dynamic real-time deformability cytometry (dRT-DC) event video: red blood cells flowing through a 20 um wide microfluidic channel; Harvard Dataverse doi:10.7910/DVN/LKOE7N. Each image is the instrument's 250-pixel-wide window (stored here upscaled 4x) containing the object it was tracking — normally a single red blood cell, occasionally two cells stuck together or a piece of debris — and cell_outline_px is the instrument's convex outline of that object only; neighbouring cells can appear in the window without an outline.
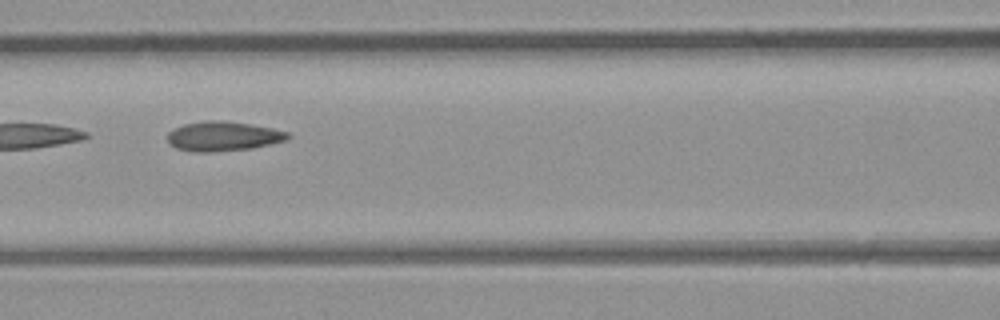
{"species": "common noctule bat (a hibernating species)", "species_latin": "Nyctalus noctula", "temperature_condition": "room temperature", "stored_images_in_passage": 3, "camera_frame_rate_fps": 3000, "um_per_image_px": 0.085, "animal": {"sex": "male", "body_mass_g": 23.1, "forearm_length_mm": 52.7}, "frame": {"image": 1, "passage_image": 3, "time_ms": 0.667, "image_size_px": [1000, 320], "cell_outline_px": [[292, 136], [288, 140], [252, 148], [212, 152], [192, 152], [176, 148], [168, 144], [168, 132], [184, 124], [204, 120], [224, 120], [272, 128], [288, 132]], "centroid_in_image_um": [18.97, 11.58], "position_along_channel_um": 147.6, "area_um2": 20.87}}